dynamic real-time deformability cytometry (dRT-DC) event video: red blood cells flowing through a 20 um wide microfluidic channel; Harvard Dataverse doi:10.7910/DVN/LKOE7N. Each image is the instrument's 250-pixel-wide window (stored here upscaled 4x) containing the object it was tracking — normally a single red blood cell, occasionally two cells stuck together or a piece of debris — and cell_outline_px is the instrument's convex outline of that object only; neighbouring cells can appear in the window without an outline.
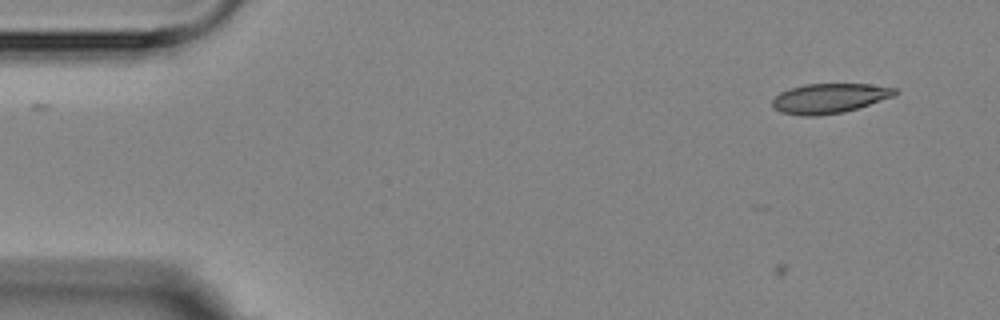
{"species": "Egyptian fruit bat (a non-hibernating species)", "species_latin": "Rousettus aegyptiacus", "temperature_condition": "room temperature", "stored_images_in_passage": 5, "camera_frame_rate_fps": 3000, "um_per_image_px": 0.085, "animal": {"sex": "female"}, "frame": {"image": 1, "passage_image": 1, "time_ms": 0.0, "image_size_px": [1000, 320], "cell_outline_px": [[900, 92], [896, 96], [844, 112], [820, 116], [804, 116], [780, 112], [772, 108], [772, 100], [780, 92], [804, 84], [868, 84], [896, 88]], "centroid_in_image_um": [70.52, 8.36], "position_along_channel_um": 14.5, "area_um2": 21.44}}